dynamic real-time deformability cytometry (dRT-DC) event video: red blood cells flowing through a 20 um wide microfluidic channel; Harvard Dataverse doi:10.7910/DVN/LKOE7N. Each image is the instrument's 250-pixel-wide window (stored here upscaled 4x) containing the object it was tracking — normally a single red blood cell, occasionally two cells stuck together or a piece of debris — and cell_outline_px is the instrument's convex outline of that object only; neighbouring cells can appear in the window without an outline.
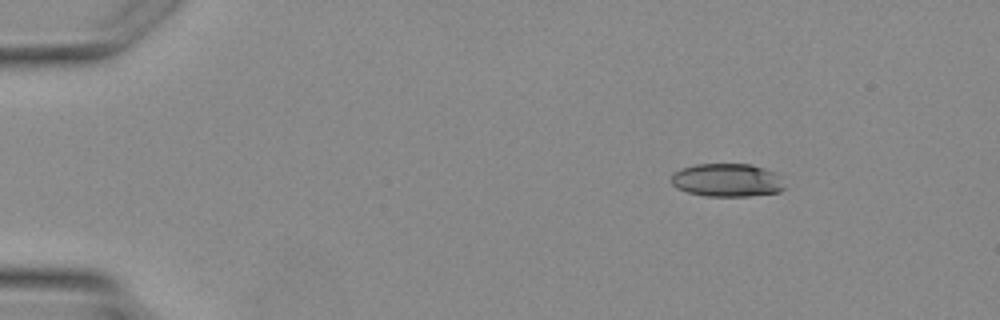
{"species": "Egyptian fruit bat (a non-hibernating species)", "species_latin": "Rousettus aegyptiacus", "temperature_condition": "warm", "stored_images_in_passage": 4, "camera_frame_rate_fps": 3000, "um_per_image_px": 0.085, "animal": {"sex": "female"}, "frame": {"image": 1, "passage_image": 4, "time_ms": 3.667, "image_size_px": [1000, 320], "cell_outline_px": [[784, 188], [780, 192], [748, 196], [704, 196], [688, 192], [676, 188], [672, 184], [672, 172], [680, 168], [696, 164], [752, 164], [780, 172]], "centroid_in_image_um": [61.83, 15.3], "position_along_channel_um": 23.2, "area_um2": 22.37}}